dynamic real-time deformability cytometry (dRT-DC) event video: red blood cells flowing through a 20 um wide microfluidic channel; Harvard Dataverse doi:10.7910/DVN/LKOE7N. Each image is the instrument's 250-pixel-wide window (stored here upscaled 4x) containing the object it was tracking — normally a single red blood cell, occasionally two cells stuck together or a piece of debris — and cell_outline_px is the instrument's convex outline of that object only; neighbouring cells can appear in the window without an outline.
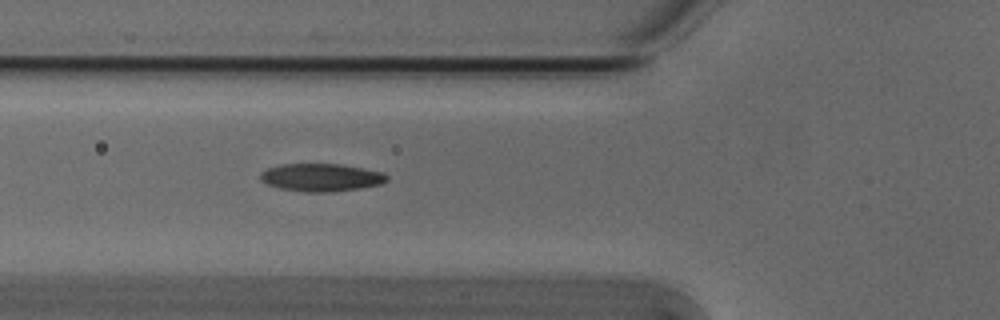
{"species": "Egyptian fruit bat (a non-hibernating species)", "species_latin": "Rousettus aegyptiacus", "temperature_condition": "cold", "stored_images_in_passage": 35, "camera_frame_rate_fps": 3000, "um_per_image_px": 0.085, "animal": {"sex": "male"}, "frame": {"image": 1, "passage_image": 3, "time_ms": 0.667, "image_size_px": [1000, 320], "cell_outline_px": [[388, 180], [380, 184], [360, 188], [332, 192], [304, 192], [280, 188], [268, 184], [260, 180], [260, 172], [268, 168], [280, 164], [340, 164], [364, 168], [384, 172], [388, 176]], "centroid_in_image_um": [27.31, 15.08], "position_along_channel_um": 98.5, "area_um2": 20.58}}
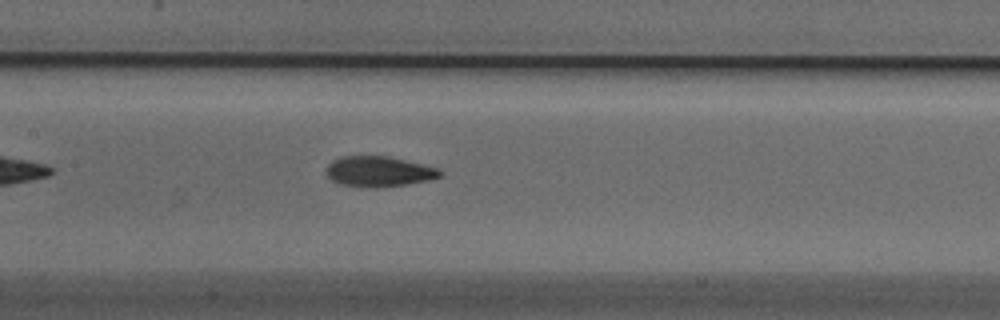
{"frame": {"image": 2, "passage_image": 9, "time_ms": 2.667, "image_size_px": [1000, 320], "cell_outline_px": [[444, 172], [440, 176], [428, 180], [404, 184], [376, 188], [340, 184], [332, 180], [324, 172], [328, 164], [332, 160], [340, 156], [388, 156], [440, 168]], "centroid_in_image_um": [32.18, 14.56], "position_along_channel_um": 175.2, "area_um2": 20.17}}
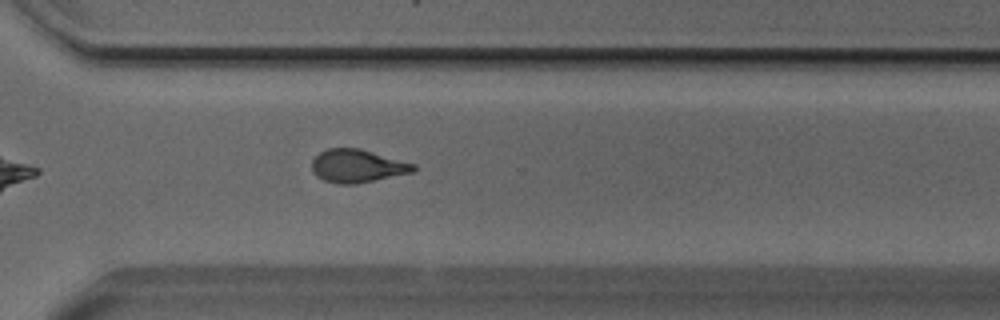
{"frame": {"image": 3, "passage_image": 22, "time_ms": 7.0, "image_size_px": [1000, 320], "cell_outline_px": [[416, 168], [412, 172], [356, 184], [336, 184], [324, 180], [316, 176], [312, 172], [312, 160], [320, 152], [328, 148], [360, 148], [416, 164]], "centroid_in_image_um": [30.35, 14.11], "position_along_channel_um": 340.2, "area_um2": 19.59}}